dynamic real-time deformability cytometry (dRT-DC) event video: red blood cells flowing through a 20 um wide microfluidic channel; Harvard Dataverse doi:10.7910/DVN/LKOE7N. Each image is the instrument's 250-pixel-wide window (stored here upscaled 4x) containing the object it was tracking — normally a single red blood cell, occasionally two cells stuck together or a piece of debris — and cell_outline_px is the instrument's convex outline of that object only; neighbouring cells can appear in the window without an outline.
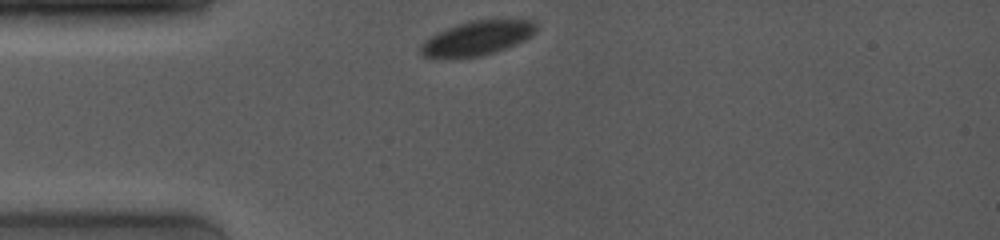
{"species": "common noctule bat (a hibernating species)", "species_latin": "Nyctalus noctula", "temperature_condition": "room temperature", "stored_images_in_passage": 24, "camera_frame_rate_fps": 4000, "um_per_image_px": 0.085, "animal": {"sex": "female", "body_mass_g": 19.0, "forearm_length_mm": 53.3}, "frame": {"image": 1, "passage_image": 1, "time_ms": 0.0, "image_size_px": [1000, 240], "cell_outline_px": [[536, 32], [532, 36], [516, 44], [496, 52], [480, 56], [456, 60], [436, 60], [420, 56], [420, 44], [436, 32], [472, 20], [532, 20], [536, 24]], "centroid_in_image_um": [40.47, 3.31], "position_along_channel_um": 44.5, "area_um2": 23.76}}
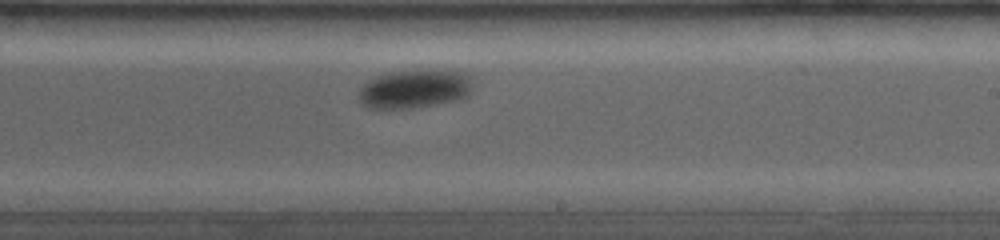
{"frame": {"image": 2, "passage_image": 15, "time_ms": 6.25, "image_size_px": [1000, 240], "cell_outline_px": [[472, 88], [468, 96], [460, 100], [412, 108], [368, 108], [360, 100], [360, 88], [364, 84], [376, 76], [392, 72], [444, 68], [464, 72], [472, 76]], "centroid_in_image_um": [35.34, 7.53], "position_along_channel_um": 253.7, "area_um2": 26.07}}
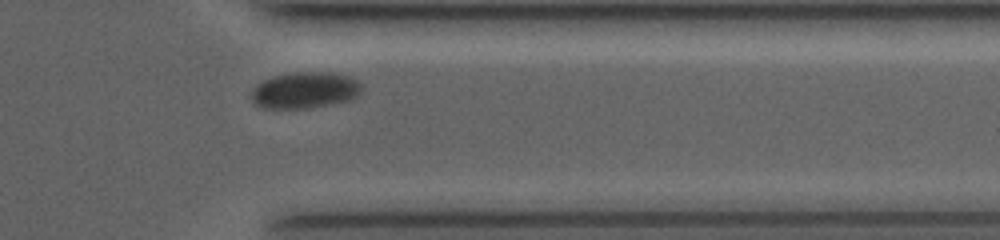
{"frame": {"image": 3, "passage_image": 22, "time_ms": 9.75, "image_size_px": [1000, 240], "cell_outline_px": [[364, 88], [352, 100], [332, 104], [304, 108], [264, 108], [256, 104], [252, 100], [252, 92], [256, 84], [272, 76], [292, 72], [332, 72], [348, 76], [356, 80]], "centroid_in_image_um": [25.94, 7.66], "position_along_channel_um": 385.5, "area_um2": 23.41}, "authors_computed_cell_mechanics": {"area_um2": 25.2297, "velocity_mm_per_s": 3.6801, "shape_relaxation_time_tau1_ms": 2.1992, "shape_relaxation_time_tau2_ms": null, "deformation_change_tau1": 0.0487, "deformation_change_tau2": null}}